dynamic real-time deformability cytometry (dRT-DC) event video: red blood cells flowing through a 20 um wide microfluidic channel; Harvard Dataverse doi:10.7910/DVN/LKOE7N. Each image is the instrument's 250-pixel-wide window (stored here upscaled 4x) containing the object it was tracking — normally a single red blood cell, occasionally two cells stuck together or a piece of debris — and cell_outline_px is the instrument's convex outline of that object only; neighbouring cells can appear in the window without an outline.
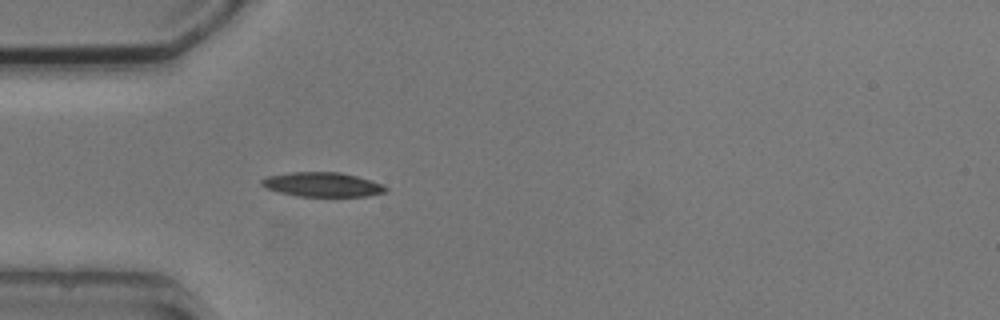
{"species": "common noctule bat (a hibernating species)", "species_latin": "Nyctalus noctula", "temperature_condition": "cold", "stored_images_in_passage": 1, "camera_frame_rate_fps": 3000, "um_per_image_px": 0.085, "animal": {"sex": "male", "body_mass_g": 20.5, "forearm_length_mm": 52.5}, "frame": {"image": 1, "passage_image": 1, "time_ms": 0.0, "image_size_px": [1000, 320], "cell_outline_px": [[388, 192], [368, 196], [300, 196], [280, 192], [268, 188], [260, 184], [260, 180], [268, 176], [292, 172], [340, 172], [372, 180], [388, 188]], "centroid_in_image_um": [27.44, 15.68], "position_along_channel_um": 57.6, "area_um2": 17.51}}